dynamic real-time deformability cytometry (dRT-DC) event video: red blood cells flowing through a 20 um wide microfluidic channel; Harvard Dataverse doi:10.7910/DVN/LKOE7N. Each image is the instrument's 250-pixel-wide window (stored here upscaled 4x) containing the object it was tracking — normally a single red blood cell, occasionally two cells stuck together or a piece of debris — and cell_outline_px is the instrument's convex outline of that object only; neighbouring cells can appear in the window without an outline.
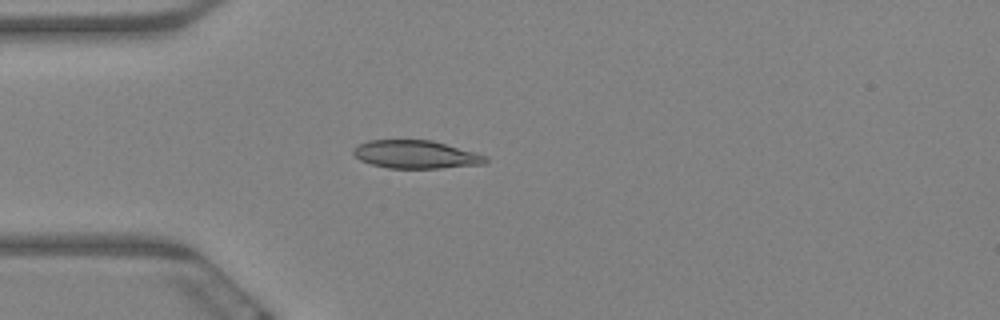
{"species": "Egyptian fruit bat (a non-hibernating species)", "species_latin": "Rousettus aegyptiacus", "temperature_condition": "warm", "stored_images_in_passage": 48, "camera_frame_rate_fps": 3000, "um_per_image_px": 0.085, "animal": {"sex": "female"}, "frame": {"image": 1, "passage_image": 4, "time_ms": 1.0, "image_size_px": [1000, 320], "cell_outline_px": [[488, 160], [484, 164], [440, 168], [388, 168], [372, 164], [360, 160], [352, 152], [352, 148], [368, 140], [432, 140], [476, 152], [488, 156]], "centroid_in_image_um": [35.37, 13.12], "position_along_channel_um": 49.6, "area_um2": 21.68}}
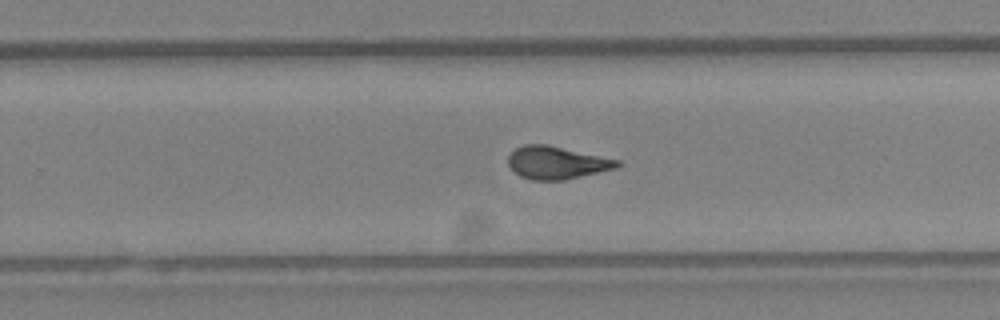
{"frame": {"image": 2, "passage_image": 26, "time_ms": 8.333, "image_size_px": [1000, 320], "cell_outline_px": [[620, 164], [616, 168], [564, 180], [532, 180], [520, 176], [508, 164], [508, 156], [516, 148], [524, 144], [548, 144], [620, 160]], "centroid_in_image_um": [47.31, 13.82], "position_along_channel_um": 282.5, "area_um2": 20.69}}
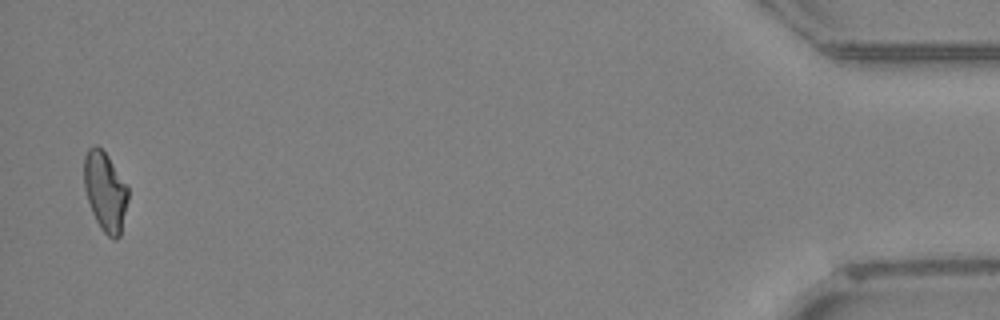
{"frame": {"image": 3, "passage_image": 47, "time_ms": 15.333, "image_size_px": [1000, 320], "cell_outline_px": [[128, 200], [120, 236], [116, 240], [112, 240], [100, 228], [92, 212], [84, 188], [84, 156], [88, 148], [92, 144], [96, 144], [108, 156], [128, 188]], "centroid_in_image_um": [8.93, 16.28], "position_along_channel_um": 426.3, "area_um2": 20.35}, "authors_computed_cell_mechanics": {"area_um2": 20.7213, "velocity_mm_per_s": 3.3285, "shape_relaxation_time_tau1_ms": null, "shape_relaxation_time_tau2_ms": 1.7873, "deformation_change_tau1": null, "deformation_change_tau2": 0.0793}}